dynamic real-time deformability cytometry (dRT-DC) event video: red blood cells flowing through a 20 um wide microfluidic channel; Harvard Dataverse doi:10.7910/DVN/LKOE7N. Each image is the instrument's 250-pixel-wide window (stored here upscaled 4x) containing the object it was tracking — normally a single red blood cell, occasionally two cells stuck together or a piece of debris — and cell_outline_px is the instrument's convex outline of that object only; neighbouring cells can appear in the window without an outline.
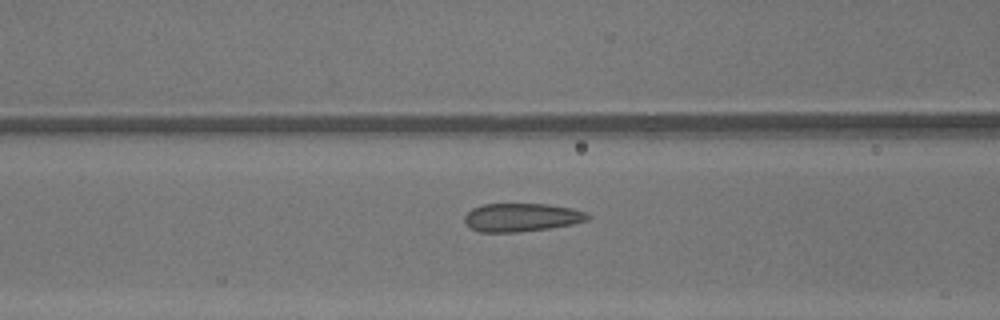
{"species": "common noctule bat (a hibernating species)", "species_latin": "Nyctalus noctula", "temperature_condition": "warm", "stored_images_in_passage": 48, "camera_frame_rate_fps": 3000, "um_per_image_px": 0.085, "animal": {"sex": "male", "body_mass_g": 13.3}, "frame": {"image": 1, "passage_image": 20, "time_ms": 6.333, "image_size_px": [1000, 320], "cell_outline_px": [[592, 216], [588, 220], [572, 224], [548, 228], [520, 232], [480, 232], [472, 228], [464, 220], [464, 216], [472, 208], [484, 204], [544, 204], [572, 208], [588, 212]], "centroid_in_image_um": [44.37, 18.47], "position_along_channel_um": 122.2, "area_um2": 20.29}}
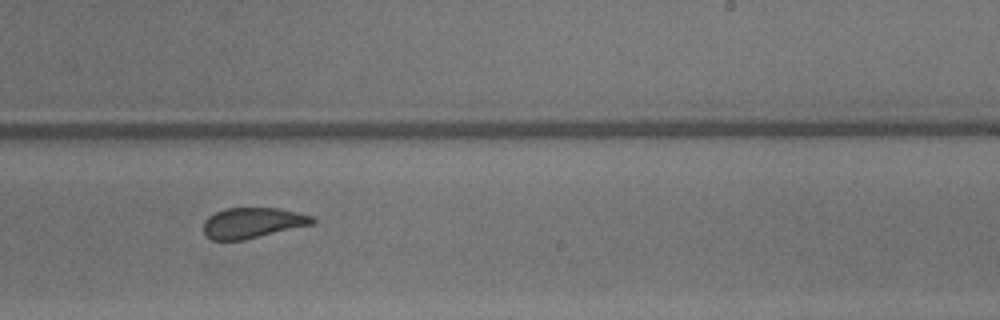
{"frame": {"image": 2, "passage_image": 30, "time_ms": 9.667, "image_size_px": [1000, 320], "cell_outline_px": [[316, 220], [312, 224], [244, 240], [212, 240], [204, 236], [204, 220], [208, 216], [224, 208], [280, 208], [312, 216]], "centroid_in_image_um": [21.42, 18.94], "position_along_channel_um": 267.6, "area_um2": 19.36}}
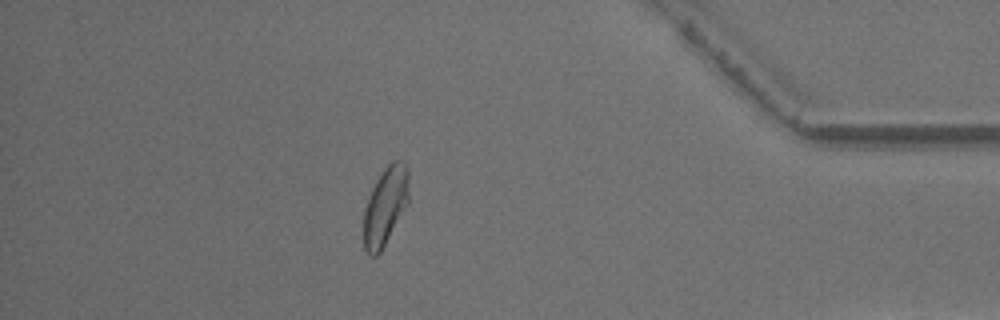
{"frame": {"image": 3, "passage_image": 42, "time_ms": 13.667, "image_size_px": [1000, 320], "cell_outline_px": [[408, 204], [380, 252], [376, 256], [368, 256], [364, 248], [364, 212], [372, 188], [376, 180], [384, 168], [392, 160], [404, 160], [408, 172]], "centroid_in_image_um": [32.76, 17.51], "position_along_channel_um": 402.4, "area_um2": 20.46}, "authors_computed_cell_mechanics": {"area_um2": 21.0103, "velocity_mm_per_s": 4.3677, "shape_relaxation_time_tau1_ms": 5.9337, "shape_relaxation_time_tau2_ms": 0.8081, "deformation_change_tau1": 0.147, "deformation_change_tau2": 0.0777}}